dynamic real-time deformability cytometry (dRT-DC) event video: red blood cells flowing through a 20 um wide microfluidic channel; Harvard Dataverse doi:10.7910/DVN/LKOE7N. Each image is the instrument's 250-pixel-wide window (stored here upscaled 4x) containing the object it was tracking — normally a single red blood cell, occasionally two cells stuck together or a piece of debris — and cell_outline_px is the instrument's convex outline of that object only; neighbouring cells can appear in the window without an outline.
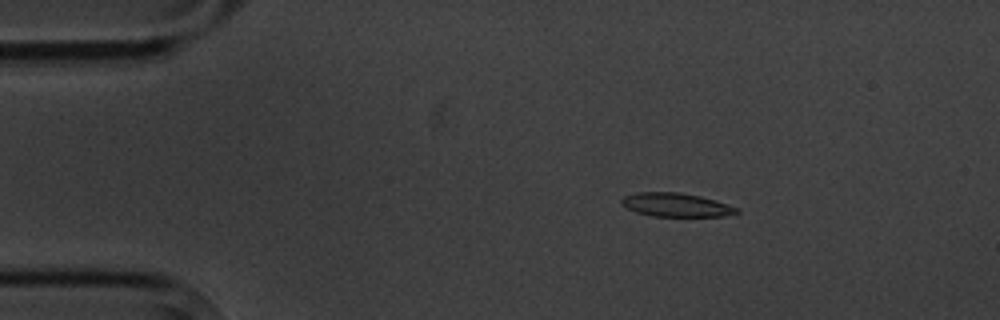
{"species": "common noctule bat (a hibernating species)", "species_latin": "Nyctalus noctula", "temperature_condition": "cold", "stored_images_in_passage": 4, "camera_frame_rate_fps": 3000, "um_per_image_px": 0.085, "animal": {"sex": "male", "body_mass_g": 20.1, "forearm_length_mm": 53.5}, "frame": {"image": 1, "passage_image": 2, "time_ms": 1.333, "image_size_px": [1000, 320], "cell_outline_px": [[740, 212], [724, 216], [652, 216], [636, 212], [620, 204], [620, 200], [624, 196], [636, 192], [680, 192], [700, 196], [716, 200], [740, 208]], "centroid_in_image_um": [57.47, 17.41], "position_along_channel_um": 27.5, "area_um2": 16.01}}
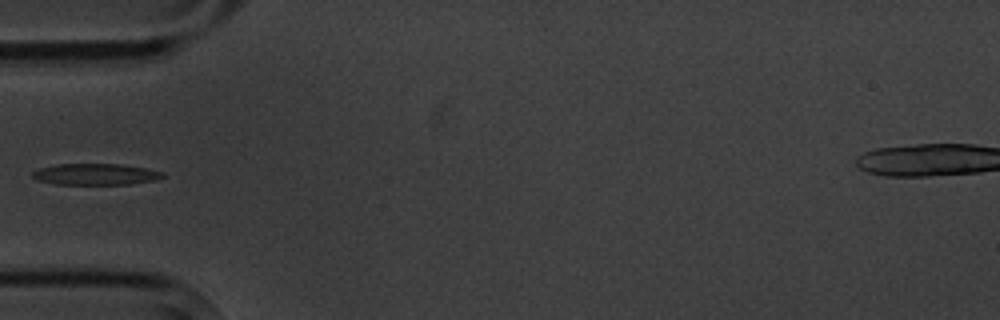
{"frame": {"image": 2, "passage_image": 4, "time_ms": 4.333, "image_size_px": [1000, 320], "cell_outline_px": [[164, 176], [156, 180], [128, 184], [56, 184], [36, 180], [32, 176], [32, 172], [40, 168], [56, 164], [124, 164], [164, 172]], "centroid_in_image_um": [8.11, 14.81], "position_along_channel_um": 76.9, "area_um2": 16.13}}